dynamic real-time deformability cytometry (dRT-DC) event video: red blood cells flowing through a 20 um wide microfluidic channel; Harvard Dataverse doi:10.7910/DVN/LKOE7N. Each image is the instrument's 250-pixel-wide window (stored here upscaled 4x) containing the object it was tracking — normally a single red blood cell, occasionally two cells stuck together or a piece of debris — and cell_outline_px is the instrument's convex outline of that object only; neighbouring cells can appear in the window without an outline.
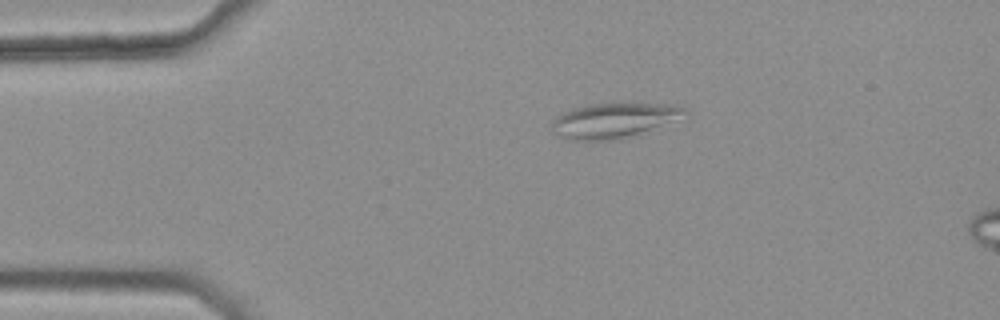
{"species": "common noctule bat (a hibernating species)", "species_latin": "Nyctalus noctula", "temperature_condition": "warm", "stored_images_in_passage": 7, "camera_frame_rate_fps": 3000, "um_per_image_px": 0.085, "animal": {"sex": "female", "body_mass_g": 25.1}, "frame": {"image": 1, "passage_image": 2, "time_ms": 0.333, "image_size_px": [1000, 320], "cell_outline_px": [[688, 112], [648, 128], [616, 140], [572, 140], [556, 136], [552, 132], [552, 120], [556, 116], [564, 112], [588, 104], [656, 104], [684, 108]], "centroid_in_image_um": [51.93, 10.25], "position_along_channel_um": 33.1, "area_um2": 25.55}}